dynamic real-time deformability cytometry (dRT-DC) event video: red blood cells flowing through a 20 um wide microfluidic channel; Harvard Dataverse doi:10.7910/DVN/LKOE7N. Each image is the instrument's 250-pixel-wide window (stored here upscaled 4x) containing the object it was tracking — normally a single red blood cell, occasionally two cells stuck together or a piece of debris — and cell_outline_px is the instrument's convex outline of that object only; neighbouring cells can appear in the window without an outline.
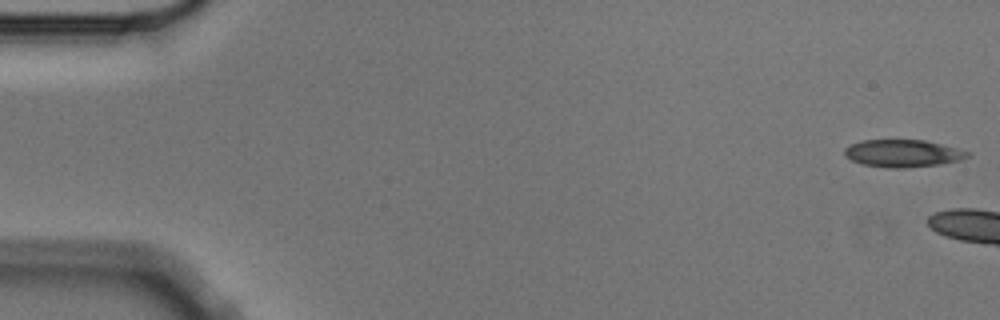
{"species": "Egyptian fruit bat (a non-hibernating species)", "species_latin": "Rousettus aegyptiacus", "temperature_condition": "cold", "stored_images_in_passage": 7, "camera_frame_rate_fps": 3000, "um_per_image_px": 0.085, "animal": {"sex": "male"}, "frame": {"image": 1, "passage_image": 1, "time_ms": 0.0, "image_size_px": [1000, 320], "cell_outline_px": [[968, 156], [960, 160], [940, 164], [904, 168], [888, 168], [864, 164], [852, 160], [844, 156], [844, 148], [852, 144], [864, 140], [924, 140], [956, 148], [968, 152]], "centroid_in_image_um": [76.7, 13.04], "position_along_channel_um": 8.3, "area_um2": 19.36}}
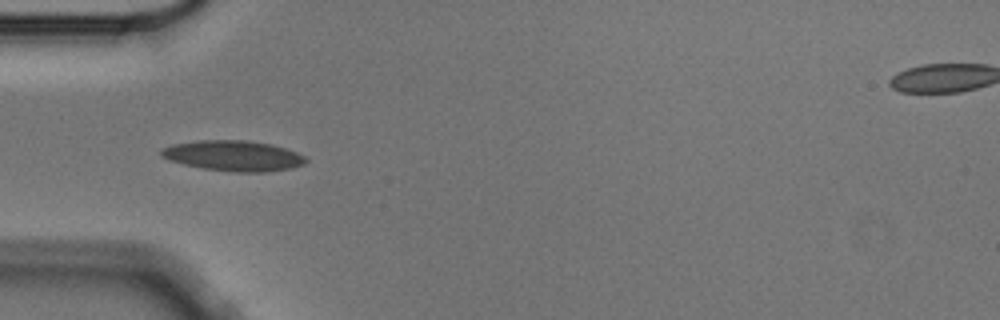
{"frame": {"image": 2, "passage_image": 6, "time_ms": 1.667, "image_size_px": [1000, 320], "cell_outline_px": [[308, 160], [304, 164], [292, 168], [264, 172], [236, 172], [204, 168], [184, 164], [168, 160], [160, 156], [160, 148], [172, 144], [200, 140], [244, 140], [272, 144], [296, 152], [304, 156]], "centroid_in_image_um": [19.81, 13.23], "position_along_channel_um": 65.2, "area_um2": 25.66}}
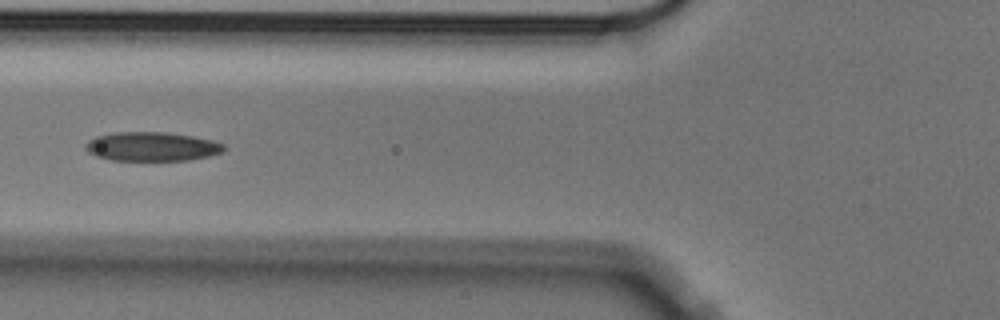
{"frame": {"image": 3, "passage_image": 7, "time_ms": 2.0, "image_size_px": [1000, 320], "cell_outline_px": [[228, 148], [224, 152], [208, 156], [188, 160], [112, 160], [96, 156], [88, 152], [84, 148], [84, 144], [88, 140], [96, 136], [116, 132], [164, 132], [192, 136], [212, 140], [224, 144]], "centroid_in_image_um": [12.91, 12.45], "position_along_channel_um": 112.9, "area_um2": 23.52}}